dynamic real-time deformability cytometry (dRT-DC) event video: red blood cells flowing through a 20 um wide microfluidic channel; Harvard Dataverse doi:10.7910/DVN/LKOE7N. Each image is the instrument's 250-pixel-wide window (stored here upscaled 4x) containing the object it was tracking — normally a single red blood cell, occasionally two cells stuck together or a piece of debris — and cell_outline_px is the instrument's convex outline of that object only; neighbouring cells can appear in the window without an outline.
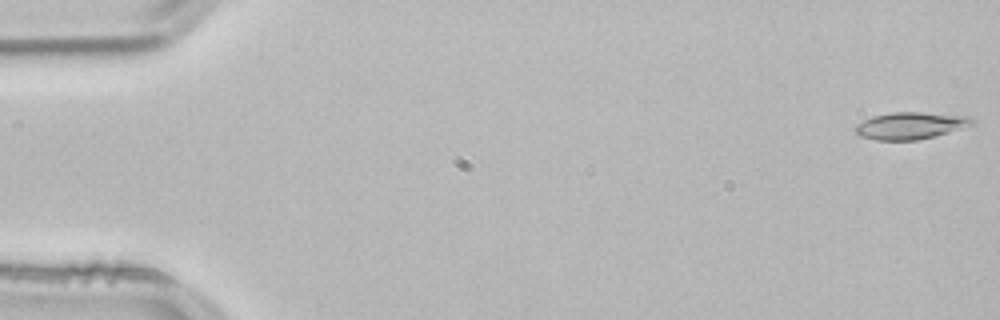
{"species": "common noctule bat (a hibernating species)", "species_latin": "Nyctalus noctula", "temperature_condition": "room temperature", "stored_images_in_passage": 53, "camera_frame_rate_fps": 3000, "um_per_image_px": 0.085, "animal": {"sex": "male", "body_mass_g": 21.5, "forearm_length_mm": 52.0}, "frame": {"image": 1, "passage_image": 1, "time_ms": 0.0, "image_size_px": [1000, 320], "cell_outline_px": [[976, 124], [936, 136], [916, 140], [876, 140], [860, 136], [852, 128], [856, 124], [872, 116], [892, 112], [920, 112], [968, 116], [976, 120]], "centroid_in_image_um": [77.4, 10.68], "position_along_channel_um": 7.6, "area_um2": 18.55}}
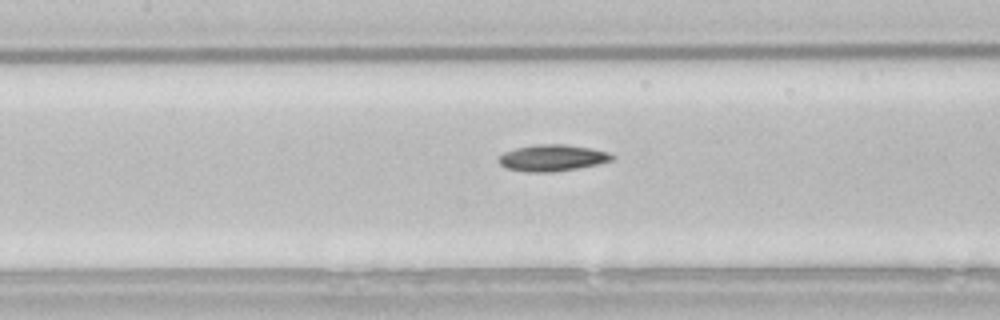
{"frame": {"image": 2, "passage_image": 24, "time_ms": 7.667, "image_size_px": [1000, 320], "cell_outline_px": [[616, 156], [612, 160], [596, 164], [576, 168], [552, 172], [524, 172], [508, 168], [500, 164], [496, 160], [504, 152], [516, 148], [532, 144], [564, 144], [592, 148], [608, 152]], "centroid_in_image_um": [46.93, 13.41], "position_along_channel_um": 160.5, "area_um2": 17.51}}
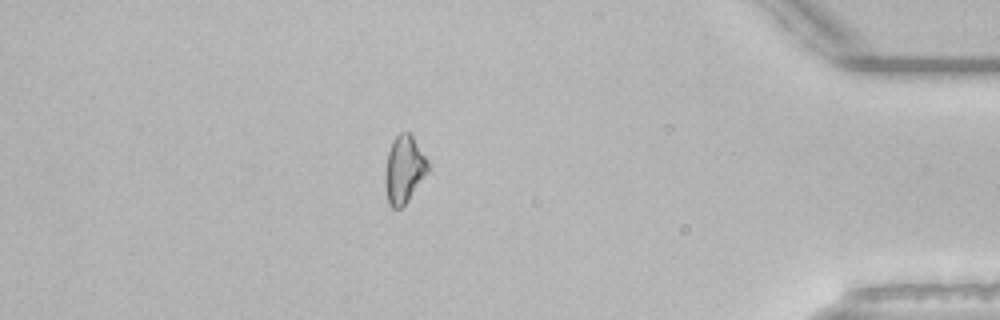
{"frame": {"image": 3, "passage_image": 46, "time_ms": 15.0, "image_size_px": [1000, 320], "cell_outline_px": [[428, 172], [408, 200], [400, 208], [392, 208], [388, 204], [384, 180], [384, 176], [388, 152], [392, 140], [400, 132], [408, 132], [412, 136], [428, 160]], "centroid_in_image_um": [34.33, 14.4], "position_along_channel_um": 400.9, "area_um2": 16.76}}